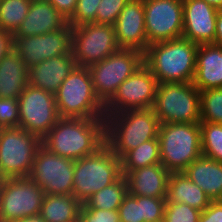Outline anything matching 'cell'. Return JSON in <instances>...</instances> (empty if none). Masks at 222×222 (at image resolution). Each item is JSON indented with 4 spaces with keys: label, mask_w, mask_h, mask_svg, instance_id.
<instances>
[{
    "label": "cell",
    "mask_w": 222,
    "mask_h": 222,
    "mask_svg": "<svg viewBox=\"0 0 222 222\" xmlns=\"http://www.w3.org/2000/svg\"><path fill=\"white\" fill-rule=\"evenodd\" d=\"M104 134V118L60 117L42 138V146L53 154L75 161L94 154Z\"/></svg>",
    "instance_id": "obj_1"
},
{
    "label": "cell",
    "mask_w": 222,
    "mask_h": 222,
    "mask_svg": "<svg viewBox=\"0 0 222 222\" xmlns=\"http://www.w3.org/2000/svg\"><path fill=\"white\" fill-rule=\"evenodd\" d=\"M198 44L185 38L154 43L143 53V64L160 83H190L195 77Z\"/></svg>",
    "instance_id": "obj_2"
},
{
    "label": "cell",
    "mask_w": 222,
    "mask_h": 222,
    "mask_svg": "<svg viewBox=\"0 0 222 222\" xmlns=\"http://www.w3.org/2000/svg\"><path fill=\"white\" fill-rule=\"evenodd\" d=\"M59 117L105 118L104 104L97 97L89 69L76 65L55 94Z\"/></svg>",
    "instance_id": "obj_3"
},
{
    "label": "cell",
    "mask_w": 222,
    "mask_h": 222,
    "mask_svg": "<svg viewBox=\"0 0 222 222\" xmlns=\"http://www.w3.org/2000/svg\"><path fill=\"white\" fill-rule=\"evenodd\" d=\"M158 139L161 164L169 173L184 172L202 155L199 123L160 124Z\"/></svg>",
    "instance_id": "obj_4"
},
{
    "label": "cell",
    "mask_w": 222,
    "mask_h": 222,
    "mask_svg": "<svg viewBox=\"0 0 222 222\" xmlns=\"http://www.w3.org/2000/svg\"><path fill=\"white\" fill-rule=\"evenodd\" d=\"M152 109L161 124L200 123V91L192 82L160 83Z\"/></svg>",
    "instance_id": "obj_5"
},
{
    "label": "cell",
    "mask_w": 222,
    "mask_h": 222,
    "mask_svg": "<svg viewBox=\"0 0 222 222\" xmlns=\"http://www.w3.org/2000/svg\"><path fill=\"white\" fill-rule=\"evenodd\" d=\"M104 119L105 134L127 152L157 138L161 124L152 108L126 110Z\"/></svg>",
    "instance_id": "obj_6"
},
{
    "label": "cell",
    "mask_w": 222,
    "mask_h": 222,
    "mask_svg": "<svg viewBox=\"0 0 222 222\" xmlns=\"http://www.w3.org/2000/svg\"><path fill=\"white\" fill-rule=\"evenodd\" d=\"M42 139L20 127L2 128L0 171L7 178L28 177Z\"/></svg>",
    "instance_id": "obj_7"
},
{
    "label": "cell",
    "mask_w": 222,
    "mask_h": 222,
    "mask_svg": "<svg viewBox=\"0 0 222 222\" xmlns=\"http://www.w3.org/2000/svg\"><path fill=\"white\" fill-rule=\"evenodd\" d=\"M143 65V53L120 48L102 61L88 67L94 91L105 105L121 83Z\"/></svg>",
    "instance_id": "obj_8"
},
{
    "label": "cell",
    "mask_w": 222,
    "mask_h": 222,
    "mask_svg": "<svg viewBox=\"0 0 222 222\" xmlns=\"http://www.w3.org/2000/svg\"><path fill=\"white\" fill-rule=\"evenodd\" d=\"M119 49L113 25L94 22L72 27L71 54L78 66L88 68Z\"/></svg>",
    "instance_id": "obj_9"
},
{
    "label": "cell",
    "mask_w": 222,
    "mask_h": 222,
    "mask_svg": "<svg viewBox=\"0 0 222 222\" xmlns=\"http://www.w3.org/2000/svg\"><path fill=\"white\" fill-rule=\"evenodd\" d=\"M45 192L29 177L7 178L0 191V222H15L40 212Z\"/></svg>",
    "instance_id": "obj_10"
},
{
    "label": "cell",
    "mask_w": 222,
    "mask_h": 222,
    "mask_svg": "<svg viewBox=\"0 0 222 222\" xmlns=\"http://www.w3.org/2000/svg\"><path fill=\"white\" fill-rule=\"evenodd\" d=\"M18 103V127L41 139L60 118L55 95L29 84L18 97Z\"/></svg>",
    "instance_id": "obj_11"
},
{
    "label": "cell",
    "mask_w": 222,
    "mask_h": 222,
    "mask_svg": "<svg viewBox=\"0 0 222 222\" xmlns=\"http://www.w3.org/2000/svg\"><path fill=\"white\" fill-rule=\"evenodd\" d=\"M157 86V79L143 64L121 83L116 93L104 105L105 116L126 110L152 108Z\"/></svg>",
    "instance_id": "obj_12"
},
{
    "label": "cell",
    "mask_w": 222,
    "mask_h": 222,
    "mask_svg": "<svg viewBox=\"0 0 222 222\" xmlns=\"http://www.w3.org/2000/svg\"><path fill=\"white\" fill-rule=\"evenodd\" d=\"M45 194H73L74 160L49 152L41 146L28 176Z\"/></svg>",
    "instance_id": "obj_13"
},
{
    "label": "cell",
    "mask_w": 222,
    "mask_h": 222,
    "mask_svg": "<svg viewBox=\"0 0 222 222\" xmlns=\"http://www.w3.org/2000/svg\"><path fill=\"white\" fill-rule=\"evenodd\" d=\"M147 46L182 38L183 0H143Z\"/></svg>",
    "instance_id": "obj_14"
},
{
    "label": "cell",
    "mask_w": 222,
    "mask_h": 222,
    "mask_svg": "<svg viewBox=\"0 0 222 222\" xmlns=\"http://www.w3.org/2000/svg\"><path fill=\"white\" fill-rule=\"evenodd\" d=\"M114 181L113 168L99 148L94 154L74 161L73 196L84 204L94 193Z\"/></svg>",
    "instance_id": "obj_15"
},
{
    "label": "cell",
    "mask_w": 222,
    "mask_h": 222,
    "mask_svg": "<svg viewBox=\"0 0 222 222\" xmlns=\"http://www.w3.org/2000/svg\"><path fill=\"white\" fill-rule=\"evenodd\" d=\"M71 36L72 27L67 24L56 32L14 39V49L25 65L30 67L52 57L72 55Z\"/></svg>",
    "instance_id": "obj_16"
},
{
    "label": "cell",
    "mask_w": 222,
    "mask_h": 222,
    "mask_svg": "<svg viewBox=\"0 0 222 222\" xmlns=\"http://www.w3.org/2000/svg\"><path fill=\"white\" fill-rule=\"evenodd\" d=\"M217 13L205 0H183L182 37L198 45L214 44Z\"/></svg>",
    "instance_id": "obj_17"
},
{
    "label": "cell",
    "mask_w": 222,
    "mask_h": 222,
    "mask_svg": "<svg viewBox=\"0 0 222 222\" xmlns=\"http://www.w3.org/2000/svg\"><path fill=\"white\" fill-rule=\"evenodd\" d=\"M116 41L120 48L147 49L143 0H130L113 24Z\"/></svg>",
    "instance_id": "obj_18"
},
{
    "label": "cell",
    "mask_w": 222,
    "mask_h": 222,
    "mask_svg": "<svg viewBox=\"0 0 222 222\" xmlns=\"http://www.w3.org/2000/svg\"><path fill=\"white\" fill-rule=\"evenodd\" d=\"M67 24L68 20L48 0H32L26 18L13 36L20 39L56 32Z\"/></svg>",
    "instance_id": "obj_19"
},
{
    "label": "cell",
    "mask_w": 222,
    "mask_h": 222,
    "mask_svg": "<svg viewBox=\"0 0 222 222\" xmlns=\"http://www.w3.org/2000/svg\"><path fill=\"white\" fill-rule=\"evenodd\" d=\"M76 66L72 55H59L28 67V84L56 94Z\"/></svg>",
    "instance_id": "obj_20"
},
{
    "label": "cell",
    "mask_w": 222,
    "mask_h": 222,
    "mask_svg": "<svg viewBox=\"0 0 222 222\" xmlns=\"http://www.w3.org/2000/svg\"><path fill=\"white\" fill-rule=\"evenodd\" d=\"M199 91L222 88V47L211 44L198 45L195 77L192 82Z\"/></svg>",
    "instance_id": "obj_21"
},
{
    "label": "cell",
    "mask_w": 222,
    "mask_h": 222,
    "mask_svg": "<svg viewBox=\"0 0 222 222\" xmlns=\"http://www.w3.org/2000/svg\"><path fill=\"white\" fill-rule=\"evenodd\" d=\"M184 173L212 200H222V163L201 155Z\"/></svg>",
    "instance_id": "obj_22"
},
{
    "label": "cell",
    "mask_w": 222,
    "mask_h": 222,
    "mask_svg": "<svg viewBox=\"0 0 222 222\" xmlns=\"http://www.w3.org/2000/svg\"><path fill=\"white\" fill-rule=\"evenodd\" d=\"M169 176L161 163L135 169L128 193L132 196L167 198Z\"/></svg>",
    "instance_id": "obj_23"
},
{
    "label": "cell",
    "mask_w": 222,
    "mask_h": 222,
    "mask_svg": "<svg viewBox=\"0 0 222 222\" xmlns=\"http://www.w3.org/2000/svg\"><path fill=\"white\" fill-rule=\"evenodd\" d=\"M28 85V67L14 49L0 60V98H18Z\"/></svg>",
    "instance_id": "obj_24"
},
{
    "label": "cell",
    "mask_w": 222,
    "mask_h": 222,
    "mask_svg": "<svg viewBox=\"0 0 222 222\" xmlns=\"http://www.w3.org/2000/svg\"><path fill=\"white\" fill-rule=\"evenodd\" d=\"M211 201L206 193L184 172L170 173L166 202L185 203L202 212Z\"/></svg>",
    "instance_id": "obj_25"
},
{
    "label": "cell",
    "mask_w": 222,
    "mask_h": 222,
    "mask_svg": "<svg viewBox=\"0 0 222 222\" xmlns=\"http://www.w3.org/2000/svg\"><path fill=\"white\" fill-rule=\"evenodd\" d=\"M81 206L73 195L45 194L39 214L46 222H78Z\"/></svg>",
    "instance_id": "obj_26"
},
{
    "label": "cell",
    "mask_w": 222,
    "mask_h": 222,
    "mask_svg": "<svg viewBox=\"0 0 222 222\" xmlns=\"http://www.w3.org/2000/svg\"><path fill=\"white\" fill-rule=\"evenodd\" d=\"M100 149L105 154L109 165L113 168L115 183L129 190L134 176V169L129 161V153L112 141L106 134L100 139Z\"/></svg>",
    "instance_id": "obj_27"
},
{
    "label": "cell",
    "mask_w": 222,
    "mask_h": 222,
    "mask_svg": "<svg viewBox=\"0 0 222 222\" xmlns=\"http://www.w3.org/2000/svg\"><path fill=\"white\" fill-rule=\"evenodd\" d=\"M32 0H2L0 29L14 34L28 14Z\"/></svg>",
    "instance_id": "obj_28"
},
{
    "label": "cell",
    "mask_w": 222,
    "mask_h": 222,
    "mask_svg": "<svg viewBox=\"0 0 222 222\" xmlns=\"http://www.w3.org/2000/svg\"><path fill=\"white\" fill-rule=\"evenodd\" d=\"M128 190L115 182L94 193L82 206L99 210H118Z\"/></svg>",
    "instance_id": "obj_29"
},
{
    "label": "cell",
    "mask_w": 222,
    "mask_h": 222,
    "mask_svg": "<svg viewBox=\"0 0 222 222\" xmlns=\"http://www.w3.org/2000/svg\"><path fill=\"white\" fill-rule=\"evenodd\" d=\"M202 155L222 163V124L200 122Z\"/></svg>",
    "instance_id": "obj_30"
},
{
    "label": "cell",
    "mask_w": 222,
    "mask_h": 222,
    "mask_svg": "<svg viewBox=\"0 0 222 222\" xmlns=\"http://www.w3.org/2000/svg\"><path fill=\"white\" fill-rule=\"evenodd\" d=\"M200 122L222 124V88L200 91Z\"/></svg>",
    "instance_id": "obj_31"
},
{
    "label": "cell",
    "mask_w": 222,
    "mask_h": 222,
    "mask_svg": "<svg viewBox=\"0 0 222 222\" xmlns=\"http://www.w3.org/2000/svg\"><path fill=\"white\" fill-rule=\"evenodd\" d=\"M128 153L130 164L134 170L161 163L158 137L140 144Z\"/></svg>",
    "instance_id": "obj_32"
},
{
    "label": "cell",
    "mask_w": 222,
    "mask_h": 222,
    "mask_svg": "<svg viewBox=\"0 0 222 222\" xmlns=\"http://www.w3.org/2000/svg\"><path fill=\"white\" fill-rule=\"evenodd\" d=\"M201 211L185 203L166 202L163 222H199Z\"/></svg>",
    "instance_id": "obj_33"
},
{
    "label": "cell",
    "mask_w": 222,
    "mask_h": 222,
    "mask_svg": "<svg viewBox=\"0 0 222 222\" xmlns=\"http://www.w3.org/2000/svg\"><path fill=\"white\" fill-rule=\"evenodd\" d=\"M101 0H77L72 17L68 20L71 27L86 23H96V13Z\"/></svg>",
    "instance_id": "obj_34"
},
{
    "label": "cell",
    "mask_w": 222,
    "mask_h": 222,
    "mask_svg": "<svg viewBox=\"0 0 222 222\" xmlns=\"http://www.w3.org/2000/svg\"><path fill=\"white\" fill-rule=\"evenodd\" d=\"M130 0H101L96 13V23L113 25Z\"/></svg>",
    "instance_id": "obj_35"
},
{
    "label": "cell",
    "mask_w": 222,
    "mask_h": 222,
    "mask_svg": "<svg viewBox=\"0 0 222 222\" xmlns=\"http://www.w3.org/2000/svg\"><path fill=\"white\" fill-rule=\"evenodd\" d=\"M120 222H145L141 211V196L127 194L118 209Z\"/></svg>",
    "instance_id": "obj_36"
},
{
    "label": "cell",
    "mask_w": 222,
    "mask_h": 222,
    "mask_svg": "<svg viewBox=\"0 0 222 222\" xmlns=\"http://www.w3.org/2000/svg\"><path fill=\"white\" fill-rule=\"evenodd\" d=\"M166 198L141 196V211L145 222H163Z\"/></svg>",
    "instance_id": "obj_37"
},
{
    "label": "cell",
    "mask_w": 222,
    "mask_h": 222,
    "mask_svg": "<svg viewBox=\"0 0 222 222\" xmlns=\"http://www.w3.org/2000/svg\"><path fill=\"white\" fill-rule=\"evenodd\" d=\"M0 125L3 128L19 126L18 98H0Z\"/></svg>",
    "instance_id": "obj_38"
},
{
    "label": "cell",
    "mask_w": 222,
    "mask_h": 222,
    "mask_svg": "<svg viewBox=\"0 0 222 222\" xmlns=\"http://www.w3.org/2000/svg\"><path fill=\"white\" fill-rule=\"evenodd\" d=\"M78 222H120L118 210H99L81 206Z\"/></svg>",
    "instance_id": "obj_39"
},
{
    "label": "cell",
    "mask_w": 222,
    "mask_h": 222,
    "mask_svg": "<svg viewBox=\"0 0 222 222\" xmlns=\"http://www.w3.org/2000/svg\"><path fill=\"white\" fill-rule=\"evenodd\" d=\"M199 222H222V200L211 201L201 212Z\"/></svg>",
    "instance_id": "obj_40"
},
{
    "label": "cell",
    "mask_w": 222,
    "mask_h": 222,
    "mask_svg": "<svg viewBox=\"0 0 222 222\" xmlns=\"http://www.w3.org/2000/svg\"><path fill=\"white\" fill-rule=\"evenodd\" d=\"M59 13L67 20H69L76 8L77 0H48Z\"/></svg>",
    "instance_id": "obj_41"
},
{
    "label": "cell",
    "mask_w": 222,
    "mask_h": 222,
    "mask_svg": "<svg viewBox=\"0 0 222 222\" xmlns=\"http://www.w3.org/2000/svg\"><path fill=\"white\" fill-rule=\"evenodd\" d=\"M15 42L12 33L0 29V60L14 50Z\"/></svg>",
    "instance_id": "obj_42"
},
{
    "label": "cell",
    "mask_w": 222,
    "mask_h": 222,
    "mask_svg": "<svg viewBox=\"0 0 222 222\" xmlns=\"http://www.w3.org/2000/svg\"><path fill=\"white\" fill-rule=\"evenodd\" d=\"M214 44L222 47V9L217 13Z\"/></svg>",
    "instance_id": "obj_43"
},
{
    "label": "cell",
    "mask_w": 222,
    "mask_h": 222,
    "mask_svg": "<svg viewBox=\"0 0 222 222\" xmlns=\"http://www.w3.org/2000/svg\"><path fill=\"white\" fill-rule=\"evenodd\" d=\"M15 222H46L40 214L24 217L23 219H18Z\"/></svg>",
    "instance_id": "obj_44"
},
{
    "label": "cell",
    "mask_w": 222,
    "mask_h": 222,
    "mask_svg": "<svg viewBox=\"0 0 222 222\" xmlns=\"http://www.w3.org/2000/svg\"><path fill=\"white\" fill-rule=\"evenodd\" d=\"M210 6L216 8L217 10L222 9V0H205Z\"/></svg>",
    "instance_id": "obj_45"
},
{
    "label": "cell",
    "mask_w": 222,
    "mask_h": 222,
    "mask_svg": "<svg viewBox=\"0 0 222 222\" xmlns=\"http://www.w3.org/2000/svg\"><path fill=\"white\" fill-rule=\"evenodd\" d=\"M5 177L2 175L1 171H0V191H1V187L3 186V183L5 181Z\"/></svg>",
    "instance_id": "obj_46"
}]
</instances>
